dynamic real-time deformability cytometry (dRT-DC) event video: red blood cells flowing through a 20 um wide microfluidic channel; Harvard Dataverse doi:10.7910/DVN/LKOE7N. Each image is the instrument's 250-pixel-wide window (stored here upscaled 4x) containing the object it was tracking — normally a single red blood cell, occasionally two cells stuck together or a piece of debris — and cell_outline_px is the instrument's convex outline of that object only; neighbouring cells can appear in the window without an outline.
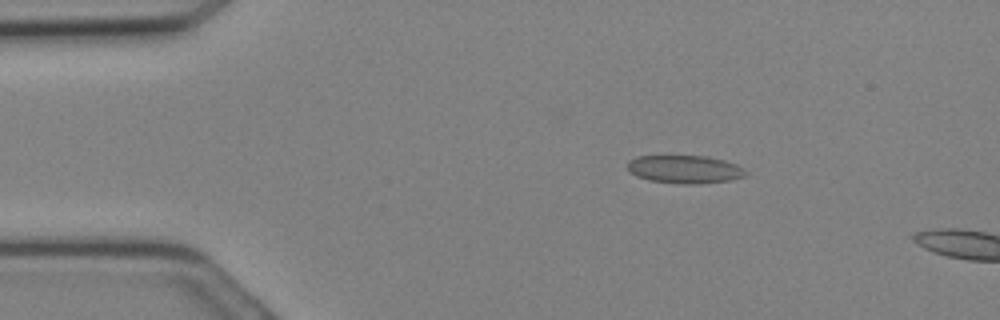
{"species": "Egyptian fruit bat (a non-hibernating species)", "species_latin": "Rousettus aegyptiacus", "temperature_condition": "cold", "stored_images_in_passage": 4, "camera_frame_rate_fps": 3000, "um_per_image_px": 0.085, "animal": {"sex": "female"}, "frame": {"image": 1, "passage_image": 2, "time_ms": 0.333, "image_size_px": [1000, 320], "cell_outline_px": [[748, 176], [732, 180], [688, 184], [684, 184], [648, 180], [636, 176], [628, 168], [628, 160], [636, 156], [708, 156], [724, 160], [736, 164], [744, 168], [748, 172]], "centroid_in_image_um": [58.24, 14.38], "position_along_channel_um": 26.8, "area_um2": 19.36}}